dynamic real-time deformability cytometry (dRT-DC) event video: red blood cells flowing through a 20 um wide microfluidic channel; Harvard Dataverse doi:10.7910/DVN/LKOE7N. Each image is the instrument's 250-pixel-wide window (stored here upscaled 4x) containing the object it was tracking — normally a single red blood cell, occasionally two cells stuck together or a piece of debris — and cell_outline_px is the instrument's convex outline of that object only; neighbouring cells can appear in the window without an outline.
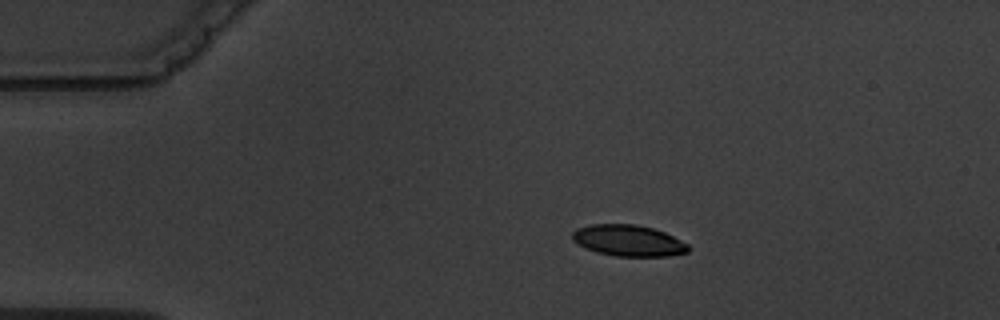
{"species": "common noctule bat (a hibernating species)", "species_latin": "Nyctalus noctula", "temperature_condition": "warm", "stored_images_in_passage": 6, "camera_frame_rate_fps": 3000, "um_per_image_px": 0.085, "animal": {"sex": "male", "body_mass_g": 19.5, "forearm_length_mm": 54.6}, "frame": {"image": 1, "passage_image": 3, "time_ms": 2.0, "image_size_px": [1000, 320], "cell_outline_px": [[688, 252], [668, 256], [616, 256], [596, 252], [572, 240], [572, 232], [576, 228], [592, 224], [636, 224], [652, 228], [664, 232], [688, 244]], "centroid_in_image_um": [53.4, 20.44], "position_along_channel_um": 31.6, "area_um2": 20.92}}
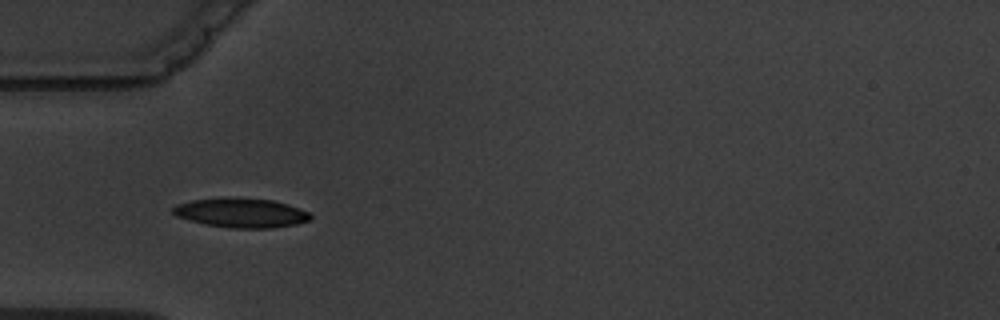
{"frame": {"image": 2, "passage_image": 5, "time_ms": 4.333, "image_size_px": [1000, 320], "cell_outline_px": [[312, 220], [296, 224], [272, 228], [232, 228], [204, 224], [188, 220], [176, 216], [172, 212], [172, 208], [176, 204], [192, 200], [220, 196], [232, 196], [272, 200], [288, 204], [308, 212], [312, 216]], "centroid_in_image_um": [20.47, 18.07], "position_along_channel_um": 64.5, "area_um2": 24.04}}
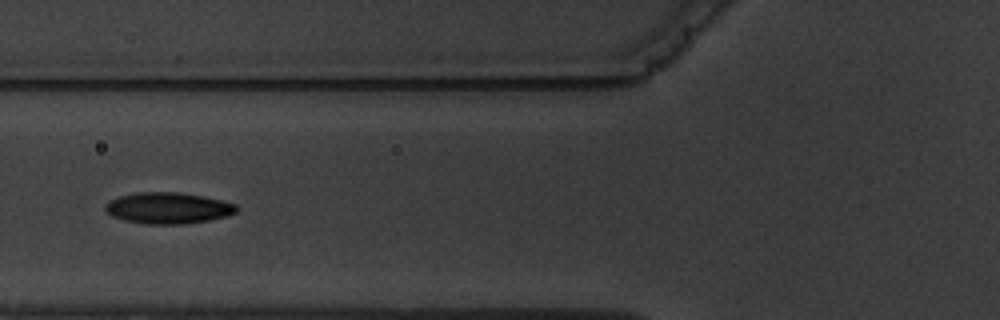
{"frame": {"image": 3, "passage_image": 6, "time_ms": 5.667, "image_size_px": [1000, 320], "cell_outline_px": [[240, 208], [236, 212], [228, 216], [208, 220], [184, 224], [148, 224], [124, 220], [112, 216], [104, 208], [104, 204], [120, 196], [136, 192], [176, 192], [204, 196], [236, 204]], "centroid_in_image_um": [14.31, 17.68], "position_along_channel_um": 111.5, "area_um2": 23.87}}